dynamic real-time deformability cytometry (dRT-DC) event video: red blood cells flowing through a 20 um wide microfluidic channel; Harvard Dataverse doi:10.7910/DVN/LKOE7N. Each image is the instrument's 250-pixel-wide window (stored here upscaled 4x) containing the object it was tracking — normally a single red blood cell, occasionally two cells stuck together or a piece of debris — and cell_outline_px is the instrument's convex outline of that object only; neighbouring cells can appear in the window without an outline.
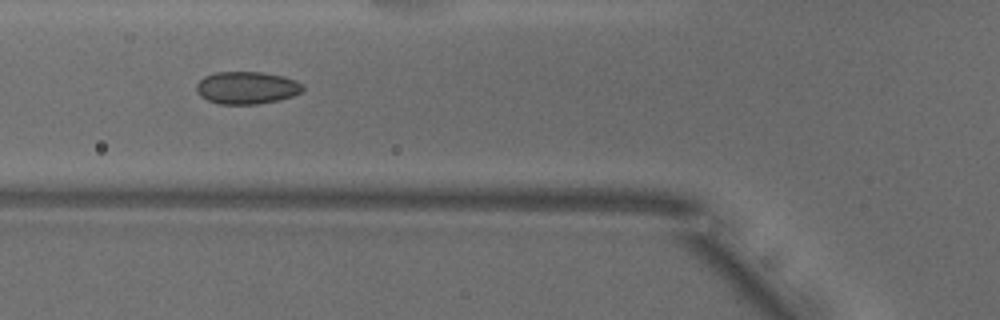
{"species": "common noctule bat (a hibernating species)", "species_latin": "Nyctalus noctula", "temperature_condition": "warm", "stored_images_in_passage": 39, "camera_frame_rate_fps": 3000, "um_per_image_px": 0.085, "animal": {"sex": "male", "body_mass_g": 18.8}, "frame": {"image": 1, "passage_image": 6, "time_ms": 1.667, "image_size_px": [1000, 320], "cell_outline_px": [[304, 88], [300, 92], [292, 96], [276, 100], [256, 104], [220, 104], [208, 100], [200, 96], [196, 92], [196, 84], [204, 76], [216, 72], [260, 72], [284, 76], [296, 80]], "centroid_in_image_um": [20.93, 7.45], "position_along_channel_um": 104.9, "area_um2": 20.0}}
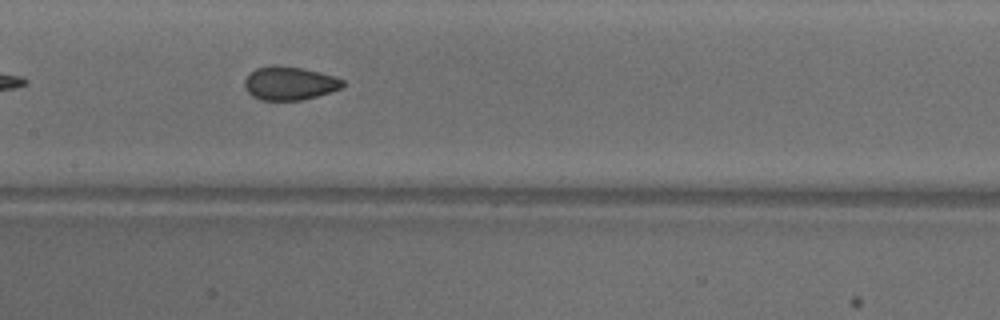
{"frame": {"image": 2, "passage_image": 12, "time_ms": 3.667, "image_size_px": [1000, 320], "cell_outline_px": [[344, 84], [340, 88], [332, 92], [300, 100], [260, 100], [252, 96], [244, 88], [244, 80], [256, 68], [304, 68], [320, 72], [344, 80]], "centroid_in_image_um": [24.63, 7.12], "position_along_channel_um": 182.8, "area_um2": 18.5}, "authors_computed_cell_mechanics": {"area_um2": 19.652, "velocity_mm_per_s": 3.8686, "shape_relaxation_time_tau1_ms": null, "shape_relaxation_time_tau2_ms": 0.9481, "deformation_change_tau1": null, "deformation_change_tau2": 0.0505}}